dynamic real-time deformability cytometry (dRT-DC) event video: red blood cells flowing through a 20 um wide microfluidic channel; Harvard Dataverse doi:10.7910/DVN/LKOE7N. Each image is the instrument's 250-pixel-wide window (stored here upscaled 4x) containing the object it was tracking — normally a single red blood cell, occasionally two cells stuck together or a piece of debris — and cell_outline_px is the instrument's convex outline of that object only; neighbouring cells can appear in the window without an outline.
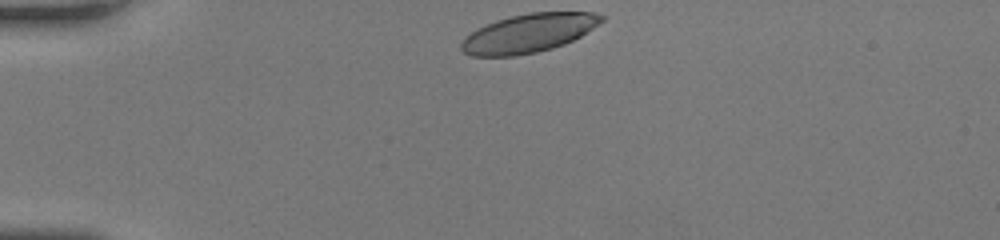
{"species": "human", "species_latin": "Homo sapiens", "temperature_condition": "room temperature", "stored_images_in_passage": 30, "camera_frame_rate_fps": 3000, "um_per_image_px": 0.085, "donor": {"sex": "female"}, "frame": {"image": 1, "passage_image": 1, "time_ms": 0.0, "image_size_px": [1000, 240], "cell_outline_px": [[604, 20], [580, 36], [564, 44], [552, 48], [536, 52], [516, 56], [472, 56], [464, 52], [460, 48], [460, 44], [464, 36], [496, 20], [528, 12], [596, 12], [604, 16]], "centroid_in_image_um": [44.92, 2.82], "position_along_channel_um": 40.1, "area_um2": 31.39}}
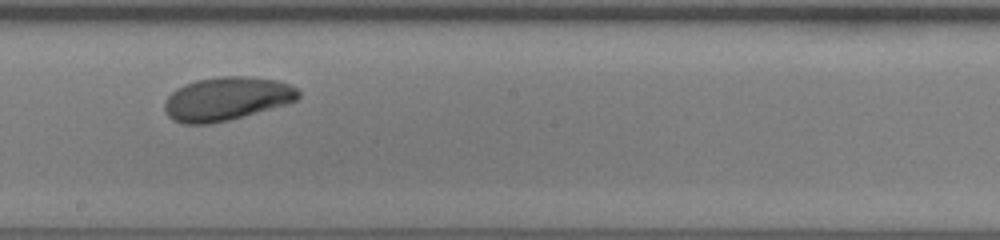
{"frame": {"image": 2, "passage_image": 18, "time_ms": 5.667, "image_size_px": [1000, 240], "cell_outline_px": [[300, 96], [296, 100], [288, 104], [228, 120], [212, 124], [184, 124], [172, 120], [168, 116], [164, 108], [164, 104], [168, 96], [176, 88], [184, 84], [196, 80], [220, 76], [248, 76], [280, 80], [296, 88], [300, 92]], "centroid_in_image_um": [19.26, 8.39], "position_along_channel_um": 228.9, "area_um2": 34.16}}
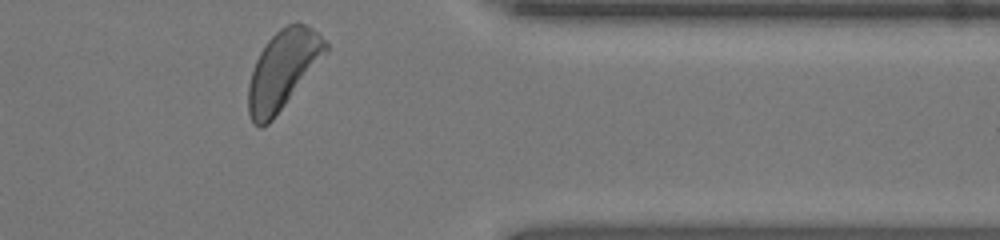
{"frame": {"image": 3, "passage_image": 30, "time_ms": 9.667, "image_size_px": [1000, 240], "cell_outline_px": [[328, 48], [272, 120], [268, 124], [260, 128], [252, 120], [248, 112], [248, 84], [256, 60], [260, 52], [268, 40], [280, 28], [288, 24], [308, 24], [328, 44]], "centroid_in_image_um": [23.99, 5.92], "position_along_channel_um": 387.4, "area_um2": 34.04}, "authors_computed_cell_mechanics": {"area_um2": 33.4084, "velocity_mm_per_s": 4.2127, "shape_relaxation_time_tau1_ms": 4.4489, "shape_relaxation_time_tau2_ms": null, "deformation_change_tau1": 0.16, "deformation_change_tau2": null}}